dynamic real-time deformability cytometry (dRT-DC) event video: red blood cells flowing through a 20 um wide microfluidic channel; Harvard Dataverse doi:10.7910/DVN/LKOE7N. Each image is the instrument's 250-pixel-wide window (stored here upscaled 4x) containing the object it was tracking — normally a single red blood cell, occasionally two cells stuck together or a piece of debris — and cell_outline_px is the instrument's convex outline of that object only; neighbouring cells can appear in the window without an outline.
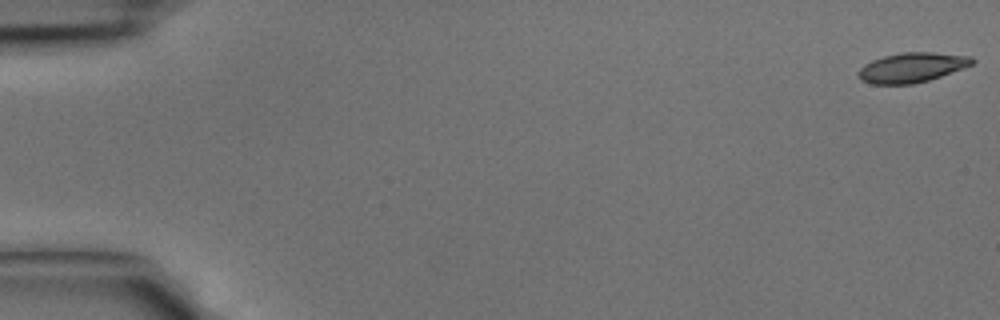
{"species": "common noctule bat (a hibernating species)", "species_latin": "Nyctalus noctula", "temperature_condition": "cold", "stored_images_in_passage": 42, "camera_frame_rate_fps": 3000, "um_per_image_px": 0.085, "animal": {"sex": "male", "body_mass_g": 15.6}, "frame": {"image": 1, "passage_image": 1, "time_ms": 0.0, "image_size_px": [1000, 320], "cell_outline_px": [[976, 60], [972, 64], [964, 68], [928, 80], [912, 84], [872, 84], [860, 80], [856, 72], [864, 64], [872, 60], [884, 56], [904, 52], [932, 52], [972, 56]], "centroid_in_image_um": [77.49, 5.73], "position_along_channel_um": 7.5, "area_um2": 19.77}}
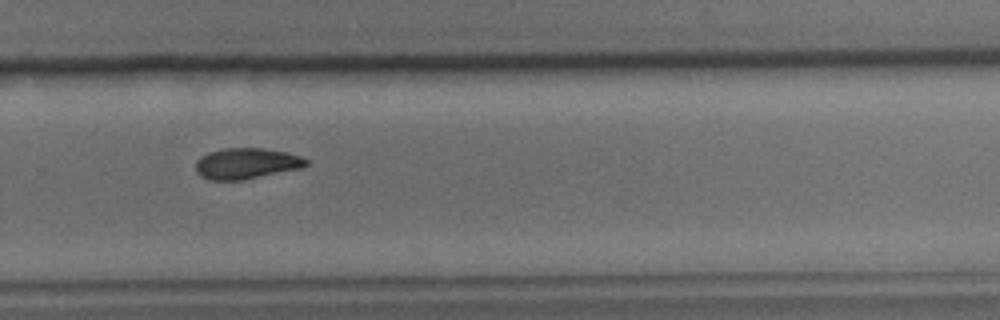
{"frame": {"image": 2, "passage_image": 29, "time_ms": 9.333, "image_size_px": [1000, 320], "cell_outline_px": [[308, 164], [300, 168], [240, 180], [208, 180], [200, 176], [196, 172], [196, 160], [200, 156], [208, 152], [224, 148], [264, 148], [288, 152], [300, 156], [308, 160]], "centroid_in_image_um": [20.9, 13.88], "position_along_channel_um": 308.9, "area_um2": 19.88}}
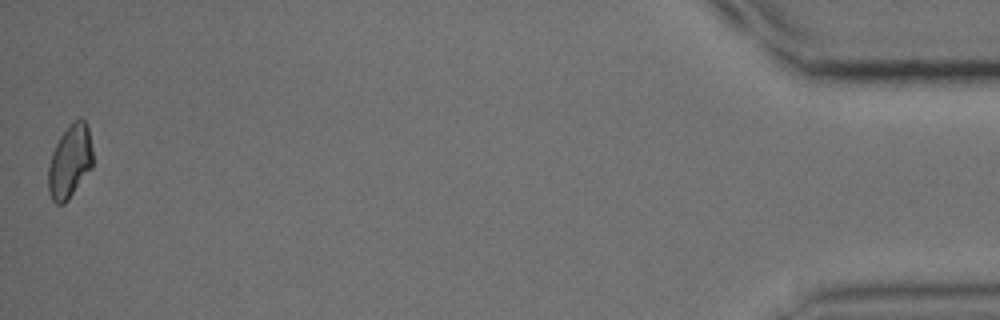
{"frame": {"image": 3, "passage_image": 42, "time_ms": 13.667, "image_size_px": [1000, 320], "cell_outline_px": [[92, 168], [68, 200], [64, 204], [56, 204], [52, 200], [48, 192], [48, 164], [52, 152], [60, 136], [80, 116], [84, 120], [88, 128], [92, 148]], "centroid_in_image_um": [5.93, 13.77], "position_along_channel_um": 429.3, "area_um2": 18.96}}